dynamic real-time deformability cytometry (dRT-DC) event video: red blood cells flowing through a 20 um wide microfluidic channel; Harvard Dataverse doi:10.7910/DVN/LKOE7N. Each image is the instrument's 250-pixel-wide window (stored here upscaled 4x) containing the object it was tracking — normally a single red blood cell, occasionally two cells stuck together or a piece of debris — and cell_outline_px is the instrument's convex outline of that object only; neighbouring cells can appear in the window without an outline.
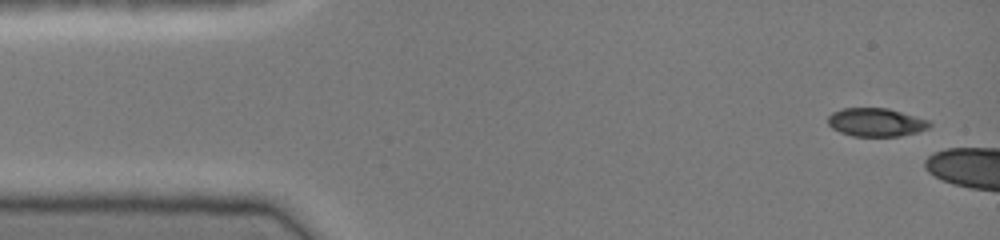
{"species": "common noctule bat (a hibernating species)", "species_latin": "Nyctalus noctula", "temperature_condition": "cold", "stored_images_in_passage": 6, "camera_frame_rate_fps": 3000, "um_per_image_px": 0.085, "animal": {"sex": "female", "body_mass_g": 19.0, "forearm_length_mm": 51.5}, "frame": {"image": 1, "passage_image": 1, "time_ms": 0.0, "image_size_px": [1000, 240], "cell_outline_px": [[932, 124], [928, 128], [916, 132], [900, 136], [852, 136], [840, 132], [832, 128], [828, 124], [828, 116], [832, 112], [844, 108], [888, 108], [928, 120]], "centroid_in_image_um": [74.44, 10.39], "position_along_channel_um": 10.6, "area_um2": 16.7}}